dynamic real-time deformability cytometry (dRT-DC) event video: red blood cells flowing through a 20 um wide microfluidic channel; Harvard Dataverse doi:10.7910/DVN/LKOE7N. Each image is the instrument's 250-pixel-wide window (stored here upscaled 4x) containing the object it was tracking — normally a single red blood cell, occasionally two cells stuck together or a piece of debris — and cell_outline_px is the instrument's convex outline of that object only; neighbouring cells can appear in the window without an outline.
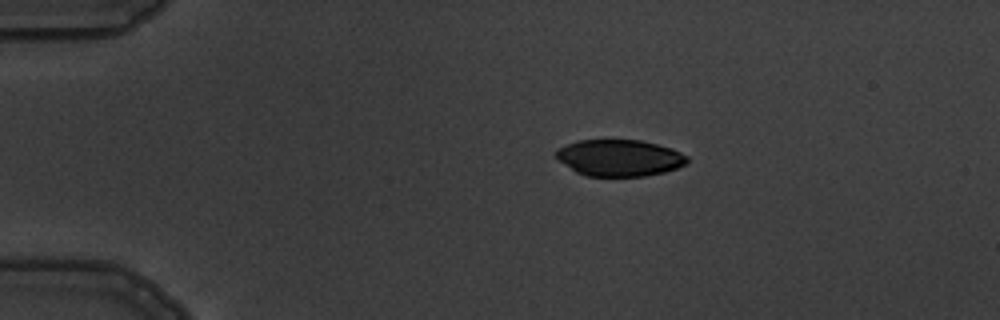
{"species": "common noctule bat (a hibernating species)", "species_latin": "Nyctalus noctula", "temperature_condition": "warm", "stored_images_in_passage": 6, "camera_frame_rate_fps": 3000, "um_per_image_px": 0.085, "animal": {"sex": "male", "body_mass_g": 19.5, "forearm_length_mm": 54.6}, "frame": {"image": 1, "passage_image": 1, "time_ms": 0.0, "image_size_px": [1000, 320], "cell_outline_px": [[688, 160], [684, 164], [676, 168], [664, 172], [644, 176], [588, 176], [576, 172], [556, 160], [556, 148], [580, 140], [640, 140], [672, 148], [688, 156]], "centroid_in_image_um": [52.62, 13.42], "position_along_channel_um": 32.4, "area_um2": 27.92}}
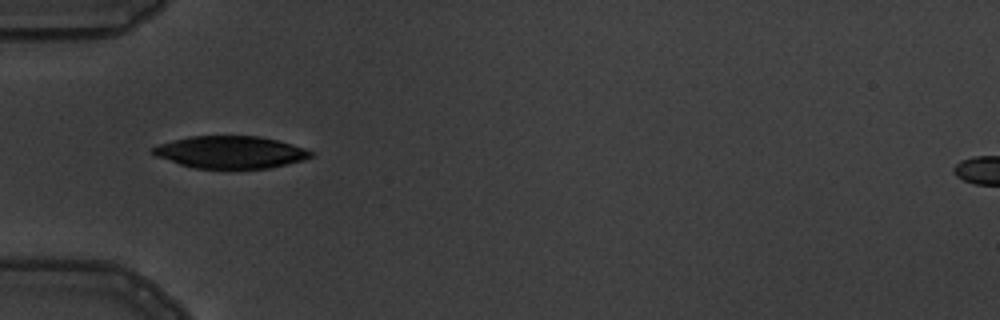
{"frame": {"image": 2, "passage_image": 3, "time_ms": 2.333, "image_size_px": [1000, 320], "cell_outline_px": [[316, 156], [304, 160], [268, 168], [196, 168], [180, 164], [156, 156], [152, 152], [152, 148], [160, 144], [172, 140], [188, 136], [260, 136], [292, 144], [316, 152]], "centroid_in_image_um": [19.64, 12.93], "position_along_channel_um": 65.4, "area_um2": 29.65}}